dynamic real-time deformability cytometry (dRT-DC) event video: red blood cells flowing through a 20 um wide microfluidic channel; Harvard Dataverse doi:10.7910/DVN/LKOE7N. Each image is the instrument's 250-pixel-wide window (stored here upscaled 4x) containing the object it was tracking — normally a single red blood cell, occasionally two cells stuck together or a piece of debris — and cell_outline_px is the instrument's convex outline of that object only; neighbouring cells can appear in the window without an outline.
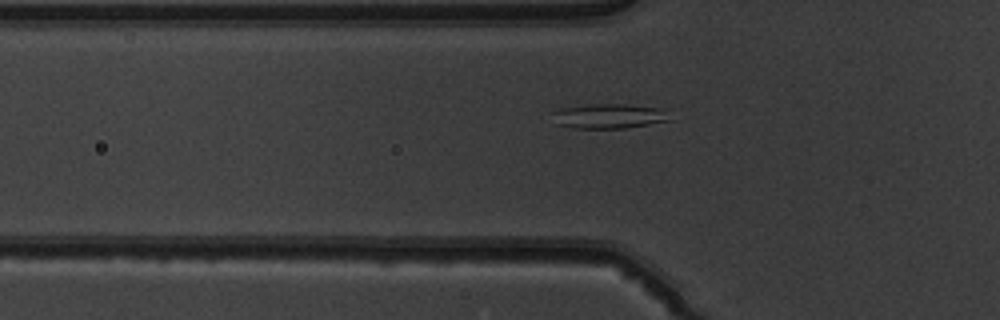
{"species": "common noctule bat (a hibernating species)", "species_latin": "Nyctalus noctula", "temperature_condition": "warm", "stored_images_in_passage": 39, "segment_of_instrument_passage": [1, 2], "camera_frame_rate_fps": 3000, "um_per_image_px": 0.085, "animal": {"sex": "male", "body_mass_g": 19.5, "forearm_length_mm": 54.6}, "frame": {"image": 1, "passage_image": 4, "time_ms": 1.0, "image_size_px": [1000, 320], "cell_outline_px": [[668, 120], [648, 124], [624, 128], [572, 128], [556, 124], [552, 112], [560, 108], [588, 104], [624, 104], [656, 108]], "centroid_in_image_um": [51.58, 9.87], "position_along_channel_um": 74.2, "area_um2": 16.3}}
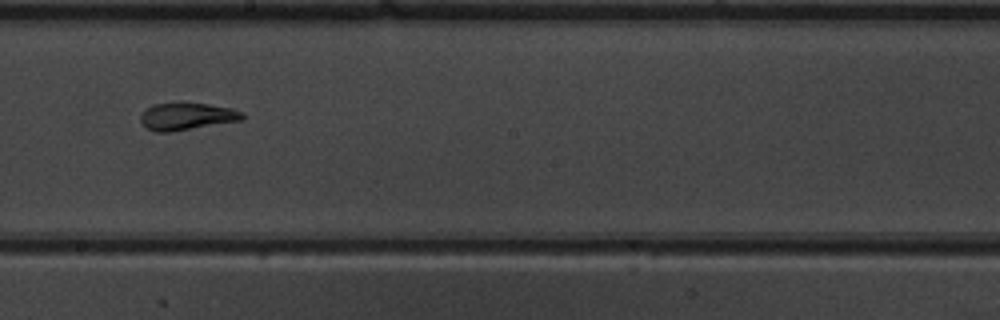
{"frame": {"image": 2, "passage_image": 16, "time_ms": 5.0, "image_size_px": [1000, 320], "cell_outline_px": [[244, 120], [168, 132], [156, 132], [148, 128], [140, 120], [140, 116], [148, 108], [156, 104], [180, 100], [208, 104], [232, 108], [244, 112]], "centroid_in_image_um": [15.92, 9.85], "position_along_channel_um": 232.3, "area_um2": 16.47}}
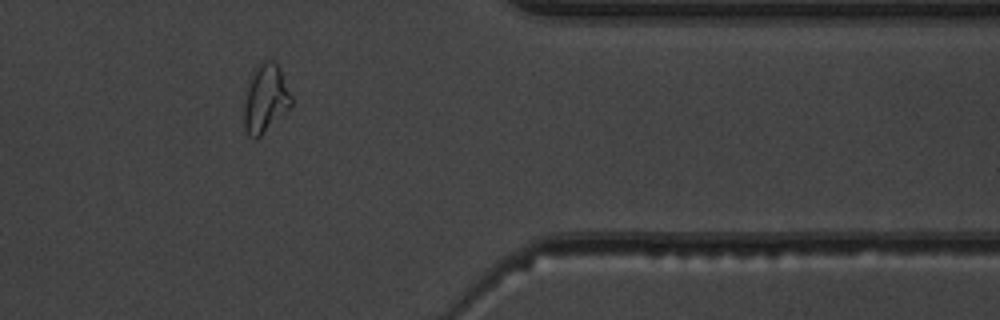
{"frame": {"image": 3, "passage_image": 29, "time_ms": 9.333, "image_size_px": [1000, 320], "cell_outline_px": [[292, 108], [260, 136], [248, 136], [244, 128], [244, 100], [248, 80], [252, 72], [260, 60], [264, 56], [272, 60], [280, 68], [292, 96]], "centroid_in_image_um": [22.57, 8.32], "position_along_channel_um": 388.8, "area_um2": 19.36}}